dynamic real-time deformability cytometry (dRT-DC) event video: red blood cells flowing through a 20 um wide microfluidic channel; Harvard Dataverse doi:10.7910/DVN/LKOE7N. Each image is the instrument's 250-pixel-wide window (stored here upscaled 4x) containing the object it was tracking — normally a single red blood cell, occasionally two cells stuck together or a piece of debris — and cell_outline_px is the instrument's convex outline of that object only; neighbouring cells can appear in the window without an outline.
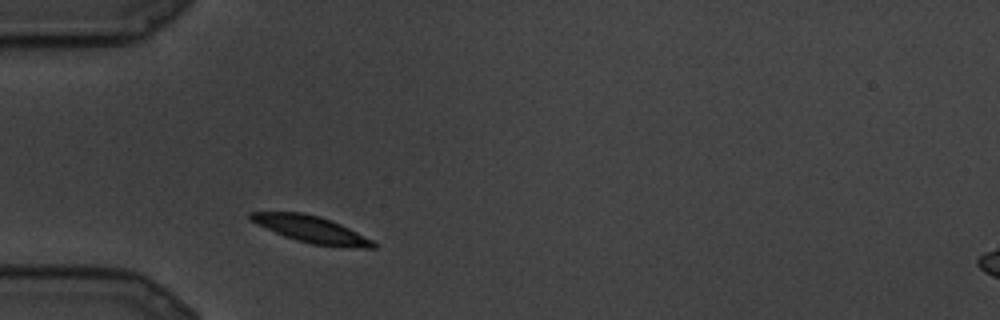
{"species": "common noctule bat (a hibernating species)", "species_latin": "Nyctalus noctula", "temperature_condition": "cold", "stored_images_in_passage": 1, "camera_frame_rate_fps": 3000, "um_per_image_px": 0.085, "animal": {"sex": "male", "body_mass_g": 19.5, "forearm_length_mm": 54.6}, "frame": {"image": 1, "passage_image": 1, "time_ms": 0.0, "image_size_px": [1000, 320], "cell_outline_px": [[376, 248], [364, 248], [312, 244], [276, 232], [252, 220], [248, 216], [248, 212], [304, 212], [320, 216], [332, 220], [372, 240], [376, 244]], "centroid_in_image_um": [26.5, 19.47], "position_along_channel_um": 58.5, "area_um2": 18.44}}